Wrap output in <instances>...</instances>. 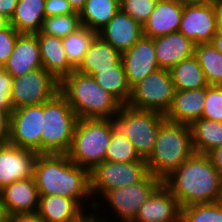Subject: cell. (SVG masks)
<instances>
[{"instance_id":"obj_20","label":"cell","mask_w":222,"mask_h":222,"mask_svg":"<svg viewBox=\"0 0 222 222\" xmlns=\"http://www.w3.org/2000/svg\"><path fill=\"white\" fill-rule=\"evenodd\" d=\"M41 67V52L36 34L20 33L3 69L12 77H20Z\"/></svg>"},{"instance_id":"obj_7","label":"cell","mask_w":222,"mask_h":222,"mask_svg":"<svg viewBox=\"0 0 222 222\" xmlns=\"http://www.w3.org/2000/svg\"><path fill=\"white\" fill-rule=\"evenodd\" d=\"M116 128L133 144L141 158L147 159L153 152L160 125L166 120L156 111L135 109L122 105L113 118Z\"/></svg>"},{"instance_id":"obj_17","label":"cell","mask_w":222,"mask_h":222,"mask_svg":"<svg viewBox=\"0 0 222 222\" xmlns=\"http://www.w3.org/2000/svg\"><path fill=\"white\" fill-rule=\"evenodd\" d=\"M180 219L178 200L161 184L139 208L132 222H180Z\"/></svg>"},{"instance_id":"obj_25","label":"cell","mask_w":222,"mask_h":222,"mask_svg":"<svg viewBox=\"0 0 222 222\" xmlns=\"http://www.w3.org/2000/svg\"><path fill=\"white\" fill-rule=\"evenodd\" d=\"M121 63L122 53L96 35L75 70L93 76L98 73V70L115 69Z\"/></svg>"},{"instance_id":"obj_28","label":"cell","mask_w":222,"mask_h":222,"mask_svg":"<svg viewBox=\"0 0 222 222\" xmlns=\"http://www.w3.org/2000/svg\"><path fill=\"white\" fill-rule=\"evenodd\" d=\"M169 72L177 91L195 90L209 85L195 55L182 60Z\"/></svg>"},{"instance_id":"obj_48","label":"cell","mask_w":222,"mask_h":222,"mask_svg":"<svg viewBox=\"0 0 222 222\" xmlns=\"http://www.w3.org/2000/svg\"><path fill=\"white\" fill-rule=\"evenodd\" d=\"M75 12H80L86 0H67Z\"/></svg>"},{"instance_id":"obj_26","label":"cell","mask_w":222,"mask_h":222,"mask_svg":"<svg viewBox=\"0 0 222 222\" xmlns=\"http://www.w3.org/2000/svg\"><path fill=\"white\" fill-rule=\"evenodd\" d=\"M45 0H18L10 25L18 33H39L45 19Z\"/></svg>"},{"instance_id":"obj_10","label":"cell","mask_w":222,"mask_h":222,"mask_svg":"<svg viewBox=\"0 0 222 222\" xmlns=\"http://www.w3.org/2000/svg\"><path fill=\"white\" fill-rule=\"evenodd\" d=\"M59 87L60 82L43 67L13 77L10 95L13 109L43 104L59 92Z\"/></svg>"},{"instance_id":"obj_23","label":"cell","mask_w":222,"mask_h":222,"mask_svg":"<svg viewBox=\"0 0 222 222\" xmlns=\"http://www.w3.org/2000/svg\"><path fill=\"white\" fill-rule=\"evenodd\" d=\"M74 199L59 195L40 196L37 215L43 222H80L86 215Z\"/></svg>"},{"instance_id":"obj_43","label":"cell","mask_w":222,"mask_h":222,"mask_svg":"<svg viewBox=\"0 0 222 222\" xmlns=\"http://www.w3.org/2000/svg\"><path fill=\"white\" fill-rule=\"evenodd\" d=\"M7 222H43L37 213L14 214L8 217Z\"/></svg>"},{"instance_id":"obj_38","label":"cell","mask_w":222,"mask_h":222,"mask_svg":"<svg viewBox=\"0 0 222 222\" xmlns=\"http://www.w3.org/2000/svg\"><path fill=\"white\" fill-rule=\"evenodd\" d=\"M18 33L11 25L0 30V65L3 67L14 50Z\"/></svg>"},{"instance_id":"obj_22","label":"cell","mask_w":222,"mask_h":222,"mask_svg":"<svg viewBox=\"0 0 222 222\" xmlns=\"http://www.w3.org/2000/svg\"><path fill=\"white\" fill-rule=\"evenodd\" d=\"M205 99L206 87L186 91L175 90L172 104L164 115L165 119L173 123L190 125L201 118Z\"/></svg>"},{"instance_id":"obj_14","label":"cell","mask_w":222,"mask_h":222,"mask_svg":"<svg viewBox=\"0 0 222 222\" xmlns=\"http://www.w3.org/2000/svg\"><path fill=\"white\" fill-rule=\"evenodd\" d=\"M38 155L34 150L0 142V191L14 181L34 177Z\"/></svg>"},{"instance_id":"obj_36","label":"cell","mask_w":222,"mask_h":222,"mask_svg":"<svg viewBox=\"0 0 222 222\" xmlns=\"http://www.w3.org/2000/svg\"><path fill=\"white\" fill-rule=\"evenodd\" d=\"M201 118L222 122V86L208 85Z\"/></svg>"},{"instance_id":"obj_4","label":"cell","mask_w":222,"mask_h":222,"mask_svg":"<svg viewBox=\"0 0 222 222\" xmlns=\"http://www.w3.org/2000/svg\"><path fill=\"white\" fill-rule=\"evenodd\" d=\"M194 153L190 125L165 120L159 127L153 152L146 159L149 173L163 180Z\"/></svg>"},{"instance_id":"obj_35","label":"cell","mask_w":222,"mask_h":222,"mask_svg":"<svg viewBox=\"0 0 222 222\" xmlns=\"http://www.w3.org/2000/svg\"><path fill=\"white\" fill-rule=\"evenodd\" d=\"M180 222H222V201L184 206Z\"/></svg>"},{"instance_id":"obj_30","label":"cell","mask_w":222,"mask_h":222,"mask_svg":"<svg viewBox=\"0 0 222 222\" xmlns=\"http://www.w3.org/2000/svg\"><path fill=\"white\" fill-rule=\"evenodd\" d=\"M92 77L97 84L112 94L122 105L127 104L131 95V87L128 84L123 63L115 69L98 70V73Z\"/></svg>"},{"instance_id":"obj_42","label":"cell","mask_w":222,"mask_h":222,"mask_svg":"<svg viewBox=\"0 0 222 222\" xmlns=\"http://www.w3.org/2000/svg\"><path fill=\"white\" fill-rule=\"evenodd\" d=\"M213 164V167L222 176V146H219L207 154Z\"/></svg>"},{"instance_id":"obj_33","label":"cell","mask_w":222,"mask_h":222,"mask_svg":"<svg viewBox=\"0 0 222 222\" xmlns=\"http://www.w3.org/2000/svg\"><path fill=\"white\" fill-rule=\"evenodd\" d=\"M141 159L129 139L115 127L112 131L105 161L127 163L137 162Z\"/></svg>"},{"instance_id":"obj_39","label":"cell","mask_w":222,"mask_h":222,"mask_svg":"<svg viewBox=\"0 0 222 222\" xmlns=\"http://www.w3.org/2000/svg\"><path fill=\"white\" fill-rule=\"evenodd\" d=\"M13 77L3 68L0 70V108L13 111L10 95Z\"/></svg>"},{"instance_id":"obj_8","label":"cell","mask_w":222,"mask_h":222,"mask_svg":"<svg viewBox=\"0 0 222 222\" xmlns=\"http://www.w3.org/2000/svg\"><path fill=\"white\" fill-rule=\"evenodd\" d=\"M174 83L168 69H158L131 88L127 105L164 114L172 104Z\"/></svg>"},{"instance_id":"obj_2","label":"cell","mask_w":222,"mask_h":222,"mask_svg":"<svg viewBox=\"0 0 222 222\" xmlns=\"http://www.w3.org/2000/svg\"><path fill=\"white\" fill-rule=\"evenodd\" d=\"M34 178L40 196L72 198L82 208L84 199L92 198L89 171L74 164L67 154H39L34 165Z\"/></svg>"},{"instance_id":"obj_9","label":"cell","mask_w":222,"mask_h":222,"mask_svg":"<svg viewBox=\"0 0 222 222\" xmlns=\"http://www.w3.org/2000/svg\"><path fill=\"white\" fill-rule=\"evenodd\" d=\"M148 174L147 163L143 158L127 163L104 161L89 172L91 196L100 193L102 198L112 189L141 182Z\"/></svg>"},{"instance_id":"obj_5","label":"cell","mask_w":222,"mask_h":222,"mask_svg":"<svg viewBox=\"0 0 222 222\" xmlns=\"http://www.w3.org/2000/svg\"><path fill=\"white\" fill-rule=\"evenodd\" d=\"M115 127L113 119L79 118L67 153L69 159L90 172L105 161Z\"/></svg>"},{"instance_id":"obj_1","label":"cell","mask_w":222,"mask_h":222,"mask_svg":"<svg viewBox=\"0 0 222 222\" xmlns=\"http://www.w3.org/2000/svg\"><path fill=\"white\" fill-rule=\"evenodd\" d=\"M180 207L222 201V176L207 154L194 153L162 180Z\"/></svg>"},{"instance_id":"obj_34","label":"cell","mask_w":222,"mask_h":222,"mask_svg":"<svg viewBox=\"0 0 222 222\" xmlns=\"http://www.w3.org/2000/svg\"><path fill=\"white\" fill-rule=\"evenodd\" d=\"M82 26L79 12L67 15L45 17L40 30L41 34L65 38Z\"/></svg>"},{"instance_id":"obj_6","label":"cell","mask_w":222,"mask_h":222,"mask_svg":"<svg viewBox=\"0 0 222 222\" xmlns=\"http://www.w3.org/2000/svg\"><path fill=\"white\" fill-rule=\"evenodd\" d=\"M78 120L60 91L43 103L41 154H67Z\"/></svg>"},{"instance_id":"obj_3","label":"cell","mask_w":222,"mask_h":222,"mask_svg":"<svg viewBox=\"0 0 222 222\" xmlns=\"http://www.w3.org/2000/svg\"><path fill=\"white\" fill-rule=\"evenodd\" d=\"M59 91L79 118L113 119L122 106L92 76L77 70L60 82Z\"/></svg>"},{"instance_id":"obj_32","label":"cell","mask_w":222,"mask_h":222,"mask_svg":"<svg viewBox=\"0 0 222 222\" xmlns=\"http://www.w3.org/2000/svg\"><path fill=\"white\" fill-rule=\"evenodd\" d=\"M96 35V31L82 25L76 31L62 38L68 61L75 69L80 65Z\"/></svg>"},{"instance_id":"obj_37","label":"cell","mask_w":222,"mask_h":222,"mask_svg":"<svg viewBox=\"0 0 222 222\" xmlns=\"http://www.w3.org/2000/svg\"><path fill=\"white\" fill-rule=\"evenodd\" d=\"M157 0H120V8L141 25L155 9Z\"/></svg>"},{"instance_id":"obj_40","label":"cell","mask_w":222,"mask_h":222,"mask_svg":"<svg viewBox=\"0 0 222 222\" xmlns=\"http://www.w3.org/2000/svg\"><path fill=\"white\" fill-rule=\"evenodd\" d=\"M44 11L45 17L75 13L67 0H45Z\"/></svg>"},{"instance_id":"obj_15","label":"cell","mask_w":222,"mask_h":222,"mask_svg":"<svg viewBox=\"0 0 222 222\" xmlns=\"http://www.w3.org/2000/svg\"><path fill=\"white\" fill-rule=\"evenodd\" d=\"M122 63L131 88L150 73L160 69L156 60L154 39L142 35L130 49L122 53Z\"/></svg>"},{"instance_id":"obj_19","label":"cell","mask_w":222,"mask_h":222,"mask_svg":"<svg viewBox=\"0 0 222 222\" xmlns=\"http://www.w3.org/2000/svg\"><path fill=\"white\" fill-rule=\"evenodd\" d=\"M97 35L123 53L142 37V25L120 9Z\"/></svg>"},{"instance_id":"obj_27","label":"cell","mask_w":222,"mask_h":222,"mask_svg":"<svg viewBox=\"0 0 222 222\" xmlns=\"http://www.w3.org/2000/svg\"><path fill=\"white\" fill-rule=\"evenodd\" d=\"M192 145L195 153L208 154L222 146V122L197 119L190 124Z\"/></svg>"},{"instance_id":"obj_24","label":"cell","mask_w":222,"mask_h":222,"mask_svg":"<svg viewBox=\"0 0 222 222\" xmlns=\"http://www.w3.org/2000/svg\"><path fill=\"white\" fill-rule=\"evenodd\" d=\"M41 52L42 66L61 82L75 70L69 63L62 38L36 33Z\"/></svg>"},{"instance_id":"obj_18","label":"cell","mask_w":222,"mask_h":222,"mask_svg":"<svg viewBox=\"0 0 222 222\" xmlns=\"http://www.w3.org/2000/svg\"><path fill=\"white\" fill-rule=\"evenodd\" d=\"M183 9L180 0H157L155 9L142 24L143 36L155 39L178 32Z\"/></svg>"},{"instance_id":"obj_29","label":"cell","mask_w":222,"mask_h":222,"mask_svg":"<svg viewBox=\"0 0 222 222\" xmlns=\"http://www.w3.org/2000/svg\"><path fill=\"white\" fill-rule=\"evenodd\" d=\"M120 9V0H86L79 12L81 24L98 32Z\"/></svg>"},{"instance_id":"obj_41","label":"cell","mask_w":222,"mask_h":222,"mask_svg":"<svg viewBox=\"0 0 222 222\" xmlns=\"http://www.w3.org/2000/svg\"><path fill=\"white\" fill-rule=\"evenodd\" d=\"M11 112L0 108V142H6L9 137Z\"/></svg>"},{"instance_id":"obj_21","label":"cell","mask_w":222,"mask_h":222,"mask_svg":"<svg viewBox=\"0 0 222 222\" xmlns=\"http://www.w3.org/2000/svg\"><path fill=\"white\" fill-rule=\"evenodd\" d=\"M195 45L180 32L155 38V55L159 67L170 70L182 60L193 56Z\"/></svg>"},{"instance_id":"obj_31","label":"cell","mask_w":222,"mask_h":222,"mask_svg":"<svg viewBox=\"0 0 222 222\" xmlns=\"http://www.w3.org/2000/svg\"><path fill=\"white\" fill-rule=\"evenodd\" d=\"M194 55L209 85L222 86V54L211 43L195 45Z\"/></svg>"},{"instance_id":"obj_16","label":"cell","mask_w":222,"mask_h":222,"mask_svg":"<svg viewBox=\"0 0 222 222\" xmlns=\"http://www.w3.org/2000/svg\"><path fill=\"white\" fill-rule=\"evenodd\" d=\"M0 195L7 217L37 212L40 195L34 177L14 181L4 187Z\"/></svg>"},{"instance_id":"obj_51","label":"cell","mask_w":222,"mask_h":222,"mask_svg":"<svg viewBox=\"0 0 222 222\" xmlns=\"http://www.w3.org/2000/svg\"><path fill=\"white\" fill-rule=\"evenodd\" d=\"M8 221V217L4 211V207H3V203H2V198L0 195V222H7Z\"/></svg>"},{"instance_id":"obj_47","label":"cell","mask_w":222,"mask_h":222,"mask_svg":"<svg viewBox=\"0 0 222 222\" xmlns=\"http://www.w3.org/2000/svg\"><path fill=\"white\" fill-rule=\"evenodd\" d=\"M90 214V215H89ZM100 216L95 215V213L93 212V214L88 213L86 214V216L80 221V222H105L106 218L102 216V218H98ZM104 219V220H102Z\"/></svg>"},{"instance_id":"obj_50","label":"cell","mask_w":222,"mask_h":222,"mask_svg":"<svg viewBox=\"0 0 222 222\" xmlns=\"http://www.w3.org/2000/svg\"><path fill=\"white\" fill-rule=\"evenodd\" d=\"M183 4H211L215 0H180Z\"/></svg>"},{"instance_id":"obj_45","label":"cell","mask_w":222,"mask_h":222,"mask_svg":"<svg viewBox=\"0 0 222 222\" xmlns=\"http://www.w3.org/2000/svg\"><path fill=\"white\" fill-rule=\"evenodd\" d=\"M213 3L215 9L217 33L222 35V0H215Z\"/></svg>"},{"instance_id":"obj_12","label":"cell","mask_w":222,"mask_h":222,"mask_svg":"<svg viewBox=\"0 0 222 222\" xmlns=\"http://www.w3.org/2000/svg\"><path fill=\"white\" fill-rule=\"evenodd\" d=\"M43 104L13 109L7 142L41 154Z\"/></svg>"},{"instance_id":"obj_11","label":"cell","mask_w":222,"mask_h":222,"mask_svg":"<svg viewBox=\"0 0 222 222\" xmlns=\"http://www.w3.org/2000/svg\"><path fill=\"white\" fill-rule=\"evenodd\" d=\"M162 184V180L149 173L141 182L108 191L103 198L109 204L120 222H132L139 208Z\"/></svg>"},{"instance_id":"obj_46","label":"cell","mask_w":222,"mask_h":222,"mask_svg":"<svg viewBox=\"0 0 222 222\" xmlns=\"http://www.w3.org/2000/svg\"><path fill=\"white\" fill-rule=\"evenodd\" d=\"M211 44L214 46L216 50H218L222 54V35L216 33L211 41Z\"/></svg>"},{"instance_id":"obj_49","label":"cell","mask_w":222,"mask_h":222,"mask_svg":"<svg viewBox=\"0 0 222 222\" xmlns=\"http://www.w3.org/2000/svg\"><path fill=\"white\" fill-rule=\"evenodd\" d=\"M10 26V19L0 13V30L7 29Z\"/></svg>"},{"instance_id":"obj_44","label":"cell","mask_w":222,"mask_h":222,"mask_svg":"<svg viewBox=\"0 0 222 222\" xmlns=\"http://www.w3.org/2000/svg\"><path fill=\"white\" fill-rule=\"evenodd\" d=\"M18 0H0V13L11 19L14 15Z\"/></svg>"},{"instance_id":"obj_13","label":"cell","mask_w":222,"mask_h":222,"mask_svg":"<svg viewBox=\"0 0 222 222\" xmlns=\"http://www.w3.org/2000/svg\"><path fill=\"white\" fill-rule=\"evenodd\" d=\"M178 32L195 44L211 43L217 33L214 3L184 4Z\"/></svg>"}]
</instances>
